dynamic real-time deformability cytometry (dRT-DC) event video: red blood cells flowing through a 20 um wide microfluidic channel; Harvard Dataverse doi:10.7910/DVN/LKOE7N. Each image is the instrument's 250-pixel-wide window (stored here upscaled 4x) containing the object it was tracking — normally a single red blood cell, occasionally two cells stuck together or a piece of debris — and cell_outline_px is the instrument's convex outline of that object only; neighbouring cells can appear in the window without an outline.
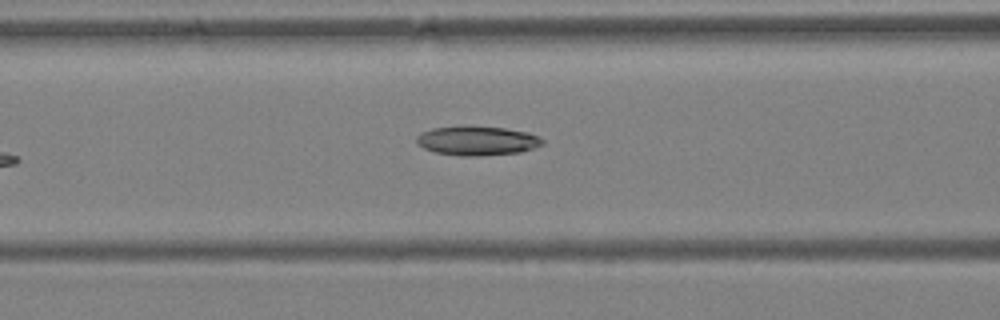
{"species": "Egyptian fruit bat (a non-hibernating species)", "species_latin": "Rousettus aegyptiacus", "temperature_condition": "warm", "stored_images_in_passage": 6, "camera_frame_rate_fps": 3000, "um_per_image_px": 0.085, "animal": {"sex": "female"}, "frame": {"image": 1, "passage_image": 6, "time_ms": 1.667, "image_size_px": [1000, 320], "cell_outline_px": [[544, 144], [520, 152], [480, 156], [460, 156], [436, 152], [424, 148], [416, 144], [416, 136], [420, 132], [432, 128], [504, 128], [528, 132], [544, 140]], "centroid_in_image_um": [40.54, 11.99], "position_along_channel_um": 126.1, "area_um2": 20.87}}